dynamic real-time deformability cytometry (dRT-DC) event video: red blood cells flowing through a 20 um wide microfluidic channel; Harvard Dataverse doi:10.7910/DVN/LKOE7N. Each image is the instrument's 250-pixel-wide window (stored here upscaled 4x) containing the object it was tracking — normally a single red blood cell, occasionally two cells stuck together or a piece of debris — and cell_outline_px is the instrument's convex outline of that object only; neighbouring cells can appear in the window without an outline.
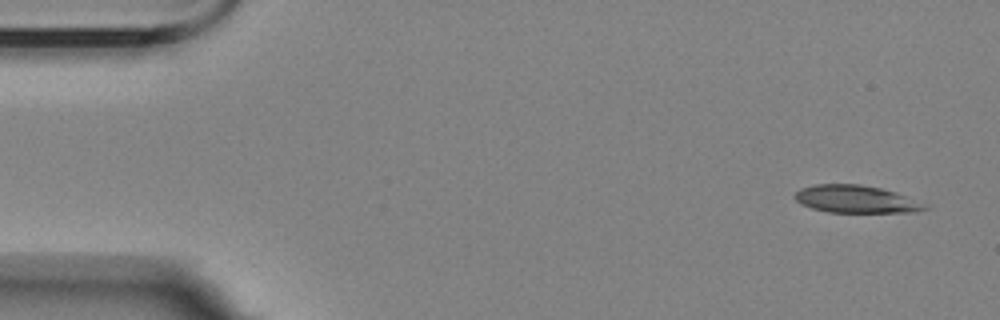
{"species": "Egyptian fruit bat (a non-hibernating species)", "species_latin": "Rousettus aegyptiacus", "temperature_condition": "room temperature", "stored_images_in_passage": 5, "camera_frame_rate_fps": 3000, "um_per_image_px": 0.085, "animal": {"sex": "female"}, "frame": {"image": 1, "passage_image": 1, "time_ms": 0.0, "image_size_px": [1000, 320], "cell_outline_px": [[928, 208], [916, 212], [828, 212], [812, 208], [800, 204], [792, 196], [800, 188], [816, 184], [860, 184], [880, 188], [896, 192], [928, 204]], "centroid_in_image_um": [72.76, 16.93], "position_along_channel_um": 12.2, "area_um2": 20.98}}
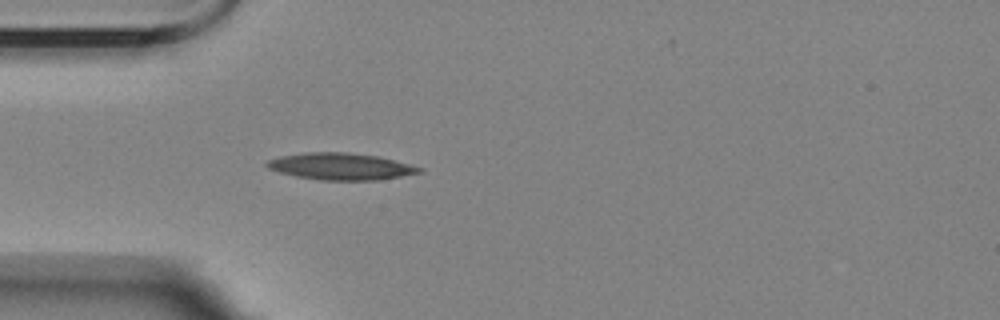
{"frame": {"image": 2, "passage_image": 5, "time_ms": 4.333, "image_size_px": [1000, 320], "cell_outline_px": [[424, 172], [376, 180], [320, 180], [296, 176], [280, 172], [268, 168], [264, 164], [268, 160], [280, 156], [304, 152], [348, 152], [380, 156], [424, 168]], "centroid_in_image_um": [28.98, 14.13], "position_along_channel_um": 56.0, "area_um2": 23.87}}